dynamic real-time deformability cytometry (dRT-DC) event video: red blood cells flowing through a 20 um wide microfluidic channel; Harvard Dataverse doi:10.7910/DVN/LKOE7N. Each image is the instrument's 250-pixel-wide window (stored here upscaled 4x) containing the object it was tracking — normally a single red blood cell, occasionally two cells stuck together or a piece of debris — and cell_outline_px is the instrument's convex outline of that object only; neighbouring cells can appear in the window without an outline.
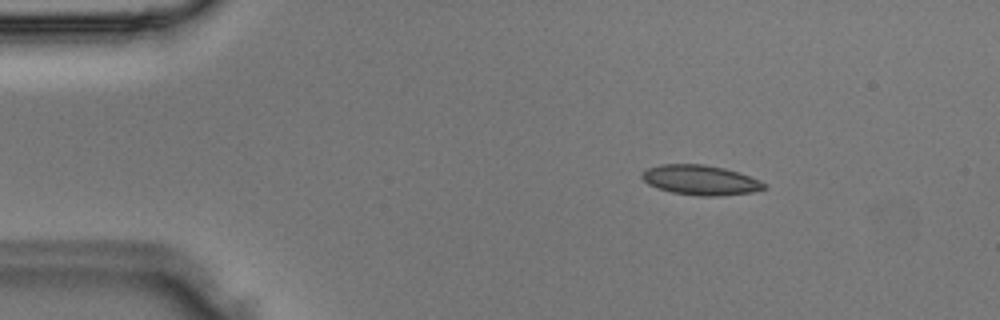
{"species": "Egyptian fruit bat (a non-hibernating species)", "species_latin": "Rousettus aegyptiacus", "temperature_condition": "room temperature", "stored_images_in_passage": 2, "camera_frame_rate_fps": 3000, "um_per_image_px": 0.085, "animal": {"sex": "male"}, "frame": {"image": 1, "passage_image": 1, "time_ms": 0.0, "image_size_px": [1000, 320], "cell_outline_px": [[768, 188], [752, 192], [716, 196], [700, 196], [672, 192], [648, 184], [640, 176], [640, 172], [648, 168], [660, 164], [704, 164], [724, 168], [760, 180]], "centroid_in_image_um": [59.51, 15.3], "position_along_channel_um": 25.5, "area_um2": 21.1}}